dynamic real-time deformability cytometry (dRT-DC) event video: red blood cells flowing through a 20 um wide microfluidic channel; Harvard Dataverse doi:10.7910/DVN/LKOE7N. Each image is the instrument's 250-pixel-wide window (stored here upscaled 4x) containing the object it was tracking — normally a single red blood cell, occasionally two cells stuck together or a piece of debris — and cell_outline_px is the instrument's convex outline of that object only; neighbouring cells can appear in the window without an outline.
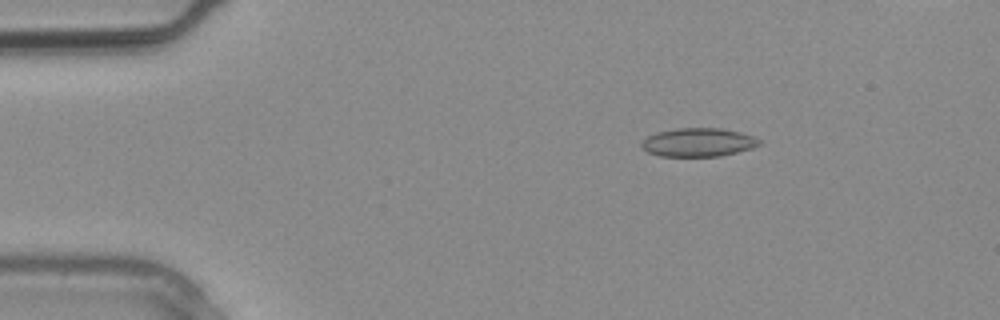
{"species": "common noctule bat (a hibernating species)", "species_latin": "Nyctalus noctula", "temperature_condition": "warm", "stored_images_in_passage": 2, "camera_frame_rate_fps": 3000, "um_per_image_px": 0.085, "animal": {"sex": "male", "body_mass_g": 20.4}, "frame": {"image": 1, "passage_image": 2, "time_ms": 0.333, "image_size_px": [1000, 320], "cell_outline_px": [[764, 140], [760, 144], [752, 148], [720, 156], [660, 156], [648, 152], [640, 148], [640, 144], [648, 136], [660, 132], [680, 128], [720, 128], [740, 132]], "centroid_in_image_um": [59.37, 12.1], "position_along_channel_um": 25.6, "area_um2": 19.48}}